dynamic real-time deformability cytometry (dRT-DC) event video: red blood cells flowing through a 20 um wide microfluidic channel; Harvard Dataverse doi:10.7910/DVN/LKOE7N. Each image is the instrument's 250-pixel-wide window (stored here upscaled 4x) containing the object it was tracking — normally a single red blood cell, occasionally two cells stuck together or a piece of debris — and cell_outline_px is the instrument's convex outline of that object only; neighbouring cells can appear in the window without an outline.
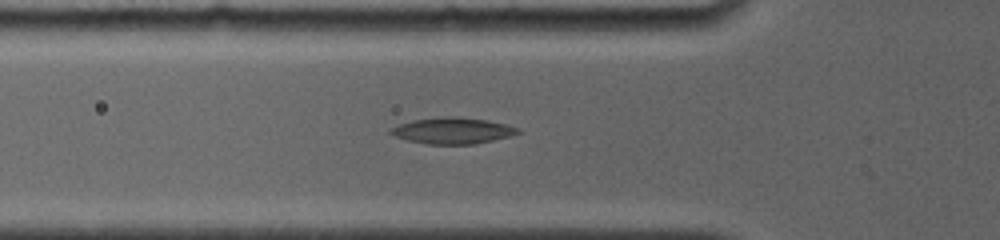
{"species": "common noctule bat (a hibernating species)", "species_latin": "Nyctalus noctula", "temperature_condition": "room temperature", "stored_images_in_passage": 5, "camera_frame_rate_fps": 4000, "um_per_image_px": 0.085, "animal": {"sex": "female", "body_mass_g": 19.0, "forearm_length_mm": 56.7}, "frame": {"image": 1, "passage_image": 5, "time_ms": 3.5, "image_size_px": [1000, 240], "cell_outline_px": [[520, 132], [508, 136], [476, 144], [424, 144], [408, 140], [396, 136], [388, 132], [388, 128], [412, 120], [444, 116], [460, 116], [488, 120], [508, 124], [520, 128]], "centroid_in_image_um": [38.46, 11.09], "position_along_channel_um": 87.3, "area_um2": 19.59}}